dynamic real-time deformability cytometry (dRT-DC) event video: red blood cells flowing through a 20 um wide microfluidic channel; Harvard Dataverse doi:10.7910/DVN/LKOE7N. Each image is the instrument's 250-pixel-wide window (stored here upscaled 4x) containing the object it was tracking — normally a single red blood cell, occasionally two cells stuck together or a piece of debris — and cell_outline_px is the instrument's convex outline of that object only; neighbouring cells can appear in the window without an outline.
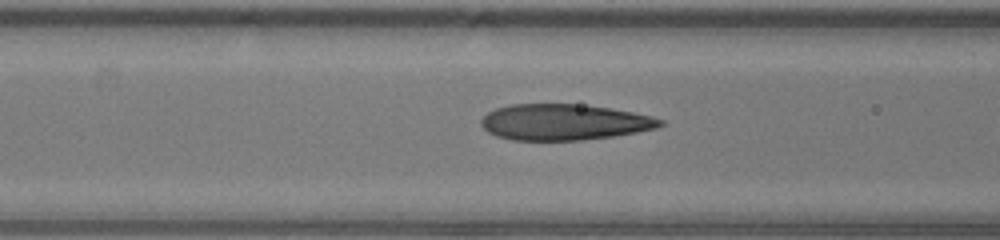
{"species": "human", "species_latin": "Homo sapiens", "temperature_condition": "warm", "stored_images_in_passage": 32, "camera_frame_rate_fps": 3000, "um_per_image_px": 0.085, "donor": {"sex": "male"}, "frame": {"image": 1, "passage_image": 13, "time_ms": 4.0, "image_size_px": [1000, 240], "cell_outline_px": [[664, 124], [656, 128], [636, 132], [612, 136], [580, 140], [512, 140], [496, 136], [488, 132], [480, 124], [480, 120], [488, 112], [496, 108], [512, 104], [580, 104], [612, 108], [652, 116], [664, 120]], "centroid_in_image_um": [47.94, 10.37], "position_along_channel_um": 118.7, "area_um2": 37.57}}
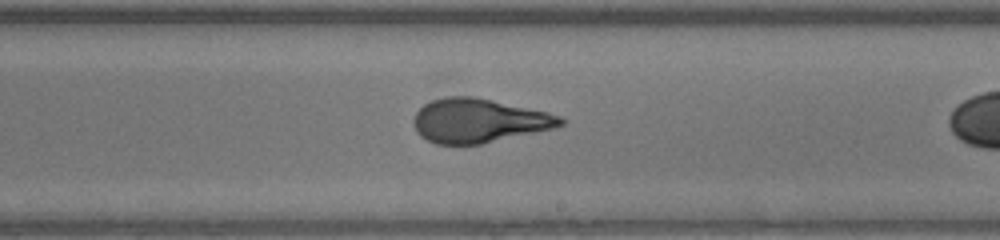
{"frame": {"image": 2, "passage_image": 22, "time_ms": 7.0, "image_size_px": [1000, 240], "cell_outline_px": [[564, 124], [552, 128], [480, 144], [436, 144], [420, 136], [416, 132], [412, 124], [412, 120], [416, 112], [424, 104], [432, 100], [448, 96], [472, 96], [492, 100], [548, 112], [560, 116], [564, 120]], "centroid_in_image_um": [40.64, 10.25], "position_along_channel_um": 248.4, "area_um2": 37.4}}
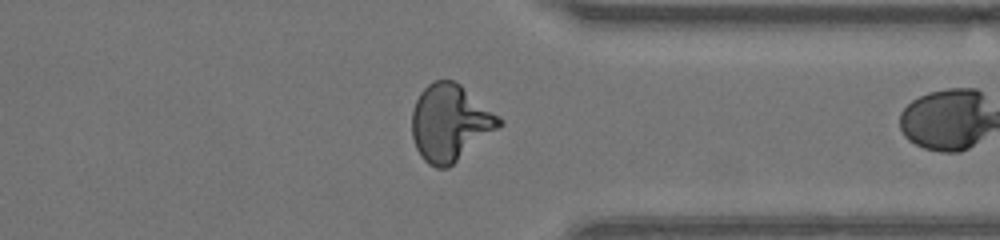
{"frame": {"image": 3, "passage_image": 31, "time_ms": 10.0, "image_size_px": [1000, 240], "cell_outline_px": [[504, 124], [500, 128], [448, 168], [436, 168], [428, 164], [420, 156], [416, 148], [412, 136], [412, 112], [416, 100], [420, 92], [428, 84], [436, 80], [452, 80], [460, 84], [500, 116], [504, 120]], "centroid_in_image_um": [38.27, 10.45], "position_along_channel_um": 373.1, "area_um2": 39.19}}